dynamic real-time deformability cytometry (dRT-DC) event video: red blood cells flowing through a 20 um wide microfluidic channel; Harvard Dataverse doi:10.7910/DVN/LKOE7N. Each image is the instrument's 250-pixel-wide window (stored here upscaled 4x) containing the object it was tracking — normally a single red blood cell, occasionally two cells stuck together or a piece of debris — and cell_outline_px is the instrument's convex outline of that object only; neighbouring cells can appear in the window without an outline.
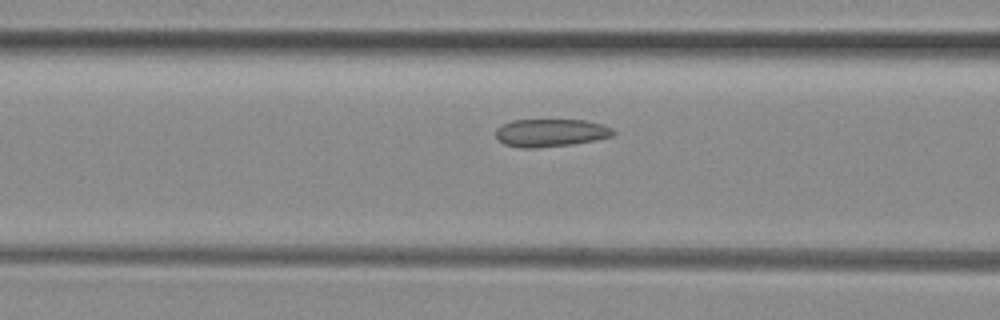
{"species": "common noctule bat (a hibernating species)", "species_latin": "Nyctalus noctula", "temperature_condition": "room temperature", "stored_images_in_passage": 31, "camera_frame_rate_fps": 3000, "um_per_image_px": 0.085, "animal": {"sex": "female", "body_mass_g": 29.2, "forearm_length_mm": 56.3}, "frame": {"image": 1, "passage_image": 13, "time_ms": 4.0, "image_size_px": [1000, 320], "cell_outline_px": [[616, 132], [612, 136], [596, 140], [572, 144], [536, 148], [520, 148], [504, 144], [496, 136], [496, 128], [512, 120], [584, 120], [604, 124], [612, 128]], "centroid_in_image_um": [46.83, 11.29], "position_along_channel_um": 119.8, "area_um2": 19.07}}
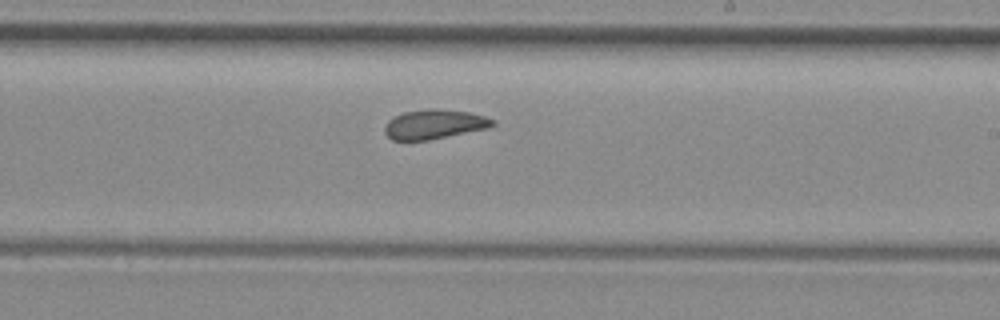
{"frame": {"image": 2, "passage_image": 23, "time_ms": 7.333, "image_size_px": [1000, 320], "cell_outline_px": [[496, 124], [488, 128], [428, 140], [392, 140], [384, 132], [384, 124], [388, 120], [404, 112], [428, 108], [436, 108], [468, 112], [484, 116], [496, 120]], "centroid_in_image_um": [36.91, 10.55], "position_along_channel_um": 252.1, "area_um2": 18.55}}
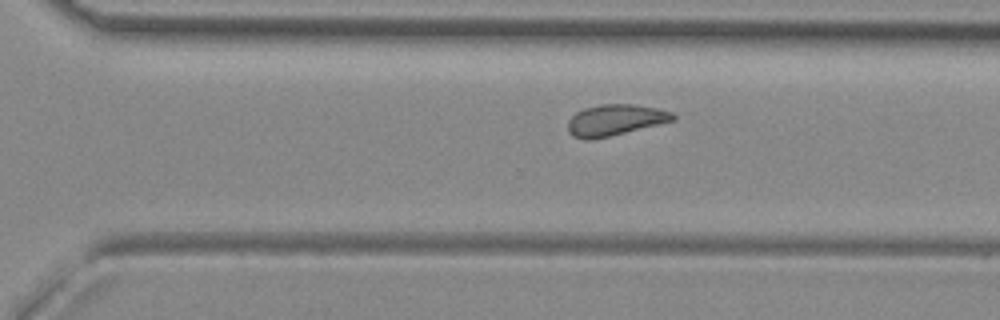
{"frame": {"image": 3, "passage_image": 28, "time_ms": 9.0, "image_size_px": [1000, 320], "cell_outline_px": [[676, 120], [592, 140], [584, 140], [572, 136], [568, 132], [568, 120], [576, 112], [584, 108], [600, 104], [632, 104], [656, 108], [672, 112], [676, 116]], "centroid_in_image_um": [52.26, 10.2], "position_along_channel_um": 318.3, "area_um2": 19.07}}